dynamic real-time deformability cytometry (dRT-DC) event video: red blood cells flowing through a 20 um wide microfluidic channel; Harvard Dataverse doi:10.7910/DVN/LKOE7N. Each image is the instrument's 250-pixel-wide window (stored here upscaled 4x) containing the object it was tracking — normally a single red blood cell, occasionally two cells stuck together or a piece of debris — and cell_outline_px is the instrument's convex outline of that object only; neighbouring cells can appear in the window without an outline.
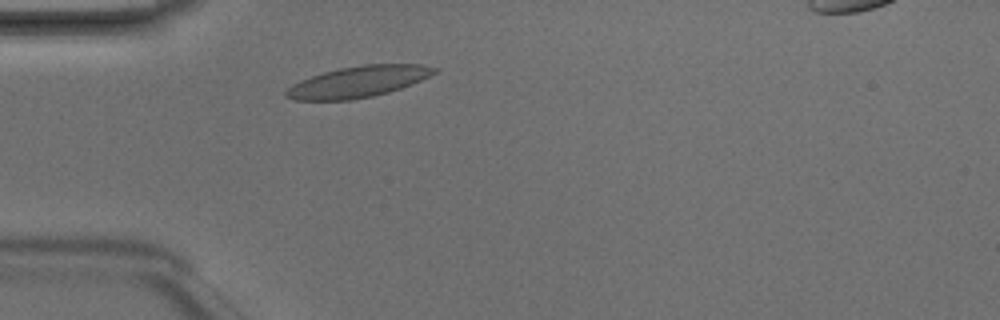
{"species": "Egyptian fruit bat (a non-hibernating species)", "species_latin": "Rousettus aegyptiacus", "temperature_condition": "room temperature", "stored_images_in_passage": 2, "camera_frame_rate_fps": 3000, "um_per_image_px": 0.085, "animal": {"sex": "male"}, "frame": {"image": 1, "passage_image": 2, "time_ms": 0.333, "image_size_px": [1000, 320], "cell_outline_px": [[440, 68], [436, 72], [412, 84], [388, 92], [372, 96], [352, 100], [292, 100], [284, 96], [284, 92], [292, 84], [300, 80], [324, 72], [340, 68], [364, 64], [420, 64]], "centroid_in_image_um": [30.42, 6.95], "position_along_channel_um": 54.6, "area_um2": 26.88}}